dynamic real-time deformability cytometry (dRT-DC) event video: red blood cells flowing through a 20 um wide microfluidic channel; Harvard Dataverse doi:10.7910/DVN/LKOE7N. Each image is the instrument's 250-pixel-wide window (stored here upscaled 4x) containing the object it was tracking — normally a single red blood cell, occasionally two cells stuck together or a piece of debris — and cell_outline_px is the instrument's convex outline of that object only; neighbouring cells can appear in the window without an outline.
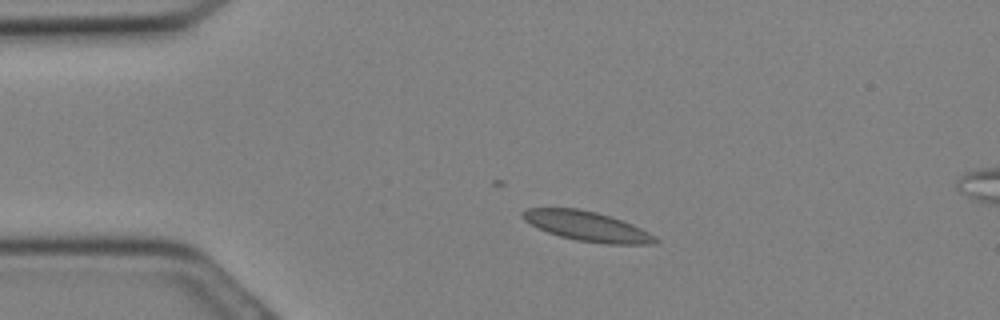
{"species": "Egyptian fruit bat (a non-hibernating species)", "species_latin": "Rousettus aegyptiacus", "temperature_condition": "cold", "stored_images_in_passage": 13, "camera_frame_rate_fps": 3000, "um_per_image_px": 0.085, "animal": {"sex": "female"}, "frame": {"image": 1, "passage_image": 6, "time_ms": 1.667, "image_size_px": [1000, 320], "cell_outline_px": [[660, 240], [652, 244], [608, 244], [576, 240], [560, 236], [548, 232], [524, 220], [520, 216], [520, 212], [528, 208], [576, 208], [596, 212], [632, 224], [656, 236]], "centroid_in_image_um": [49.9, 19.23], "position_along_channel_um": 35.1, "area_um2": 22.72}}
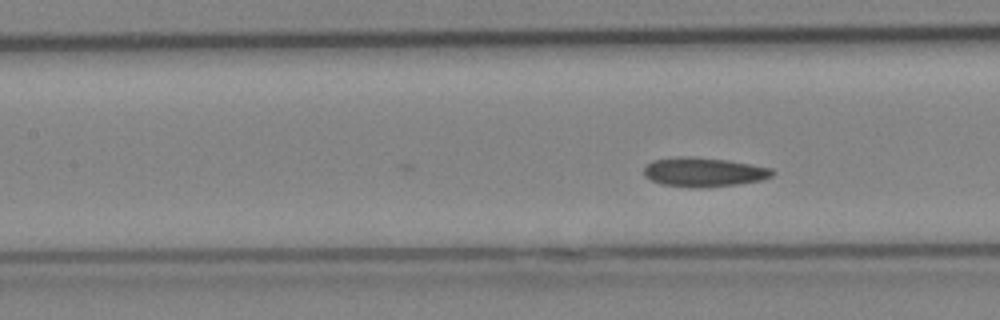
{"frame": {"image": 2, "passage_image": 13, "time_ms": 4.0, "image_size_px": [1000, 320], "cell_outline_px": [[776, 172], [772, 176], [760, 180], [736, 184], [704, 188], [692, 188], [660, 184], [644, 176], [644, 168], [652, 160], [676, 156], [692, 156], [728, 160], [772, 168]], "centroid_in_image_um": [59.8, 14.62], "position_along_channel_um": 147.6, "area_um2": 22.08}}